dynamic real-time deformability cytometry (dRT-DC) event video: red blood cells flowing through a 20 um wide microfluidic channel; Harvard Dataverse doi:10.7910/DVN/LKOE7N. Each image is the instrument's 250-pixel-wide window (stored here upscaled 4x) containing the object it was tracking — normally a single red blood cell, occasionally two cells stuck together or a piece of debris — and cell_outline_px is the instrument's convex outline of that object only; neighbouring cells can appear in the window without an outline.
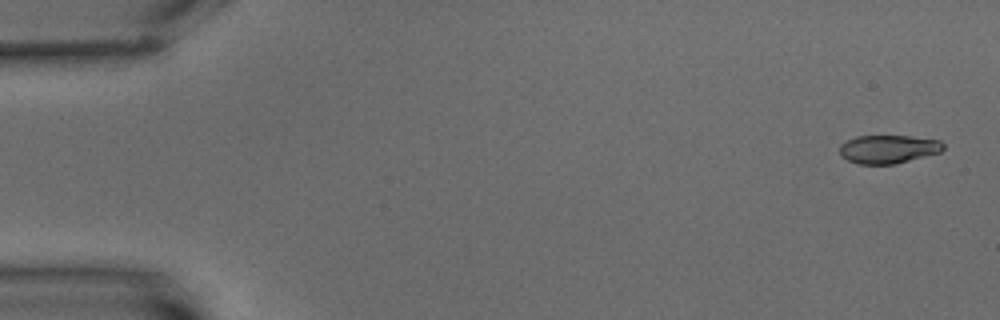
{"species": "common noctule bat (a hibernating species)", "species_latin": "Nyctalus noctula", "temperature_condition": "warm", "stored_images_in_passage": 6, "camera_frame_rate_fps": 3000, "um_per_image_px": 0.085, "animal": {"sex": "male", "body_mass_g": 15.6}, "frame": {"image": 1, "passage_image": 1, "time_ms": 0.0, "image_size_px": [1000, 320], "cell_outline_px": [[944, 148], [940, 152], [896, 164], [856, 164], [840, 156], [840, 144], [856, 136], [912, 136], [940, 140], [944, 144]], "centroid_in_image_um": [75.5, 12.68], "position_along_channel_um": 9.5, "area_um2": 17.22}}
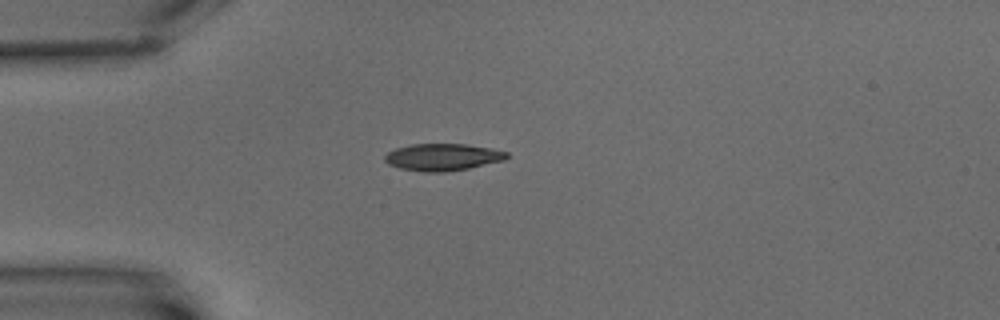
{"frame": {"image": 2, "passage_image": 5, "time_ms": 5.0, "image_size_px": [1000, 320], "cell_outline_px": [[508, 156], [504, 160], [468, 168], [444, 172], [424, 172], [400, 168], [388, 164], [384, 160], [384, 156], [388, 152], [396, 148], [412, 144], [468, 144], [492, 148], [508, 152]], "centroid_in_image_um": [37.62, 13.35], "position_along_channel_um": 47.4, "area_um2": 19.19}}